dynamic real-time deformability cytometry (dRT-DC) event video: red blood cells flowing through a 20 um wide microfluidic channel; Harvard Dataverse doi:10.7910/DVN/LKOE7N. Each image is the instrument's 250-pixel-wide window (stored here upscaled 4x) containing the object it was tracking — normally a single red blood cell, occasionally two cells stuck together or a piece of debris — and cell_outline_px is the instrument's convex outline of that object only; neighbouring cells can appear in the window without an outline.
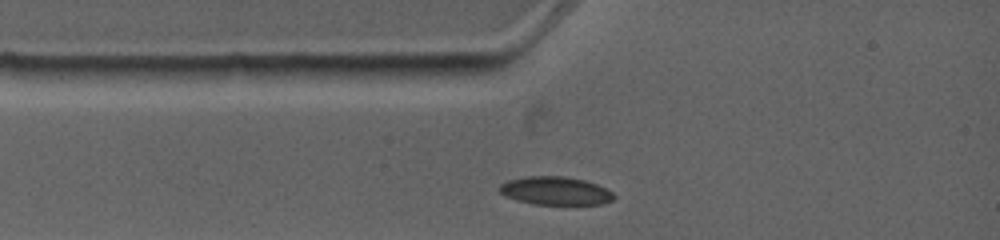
{"species": "common noctule bat (a hibernating species)", "species_latin": "Nyctalus noctula", "temperature_condition": "warm", "stored_images_in_passage": 5, "camera_frame_rate_fps": 4500, "um_per_image_px": 0.085, "animal": {"sex": "female", "body_mass_g": 19.0, "forearm_length_mm": 53.3}, "frame": {"image": 1, "passage_image": 1, "time_ms": 0.0, "image_size_px": [1000, 240], "cell_outline_px": [[616, 196], [612, 200], [604, 204], [532, 204], [516, 200], [504, 196], [496, 188], [500, 184], [508, 180], [528, 176], [564, 176], [584, 180], [596, 184], [612, 192]], "centroid_in_image_um": [47.17, 16.22], "position_along_channel_um": 37.8, "area_um2": 18.9}}
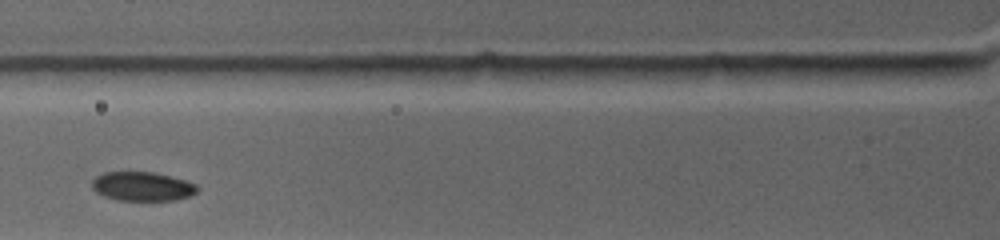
{"frame": {"image": 2, "passage_image": 3, "time_ms": 2.0, "image_size_px": [1000, 240], "cell_outline_px": [[200, 188], [192, 196], [176, 200], [116, 200], [104, 196], [96, 192], [92, 188], [92, 180], [96, 176], [104, 172], [152, 172], [184, 180], [196, 184]], "centroid_in_image_um": [12.1, 15.85], "position_along_channel_um": 113.7, "area_um2": 17.86}}
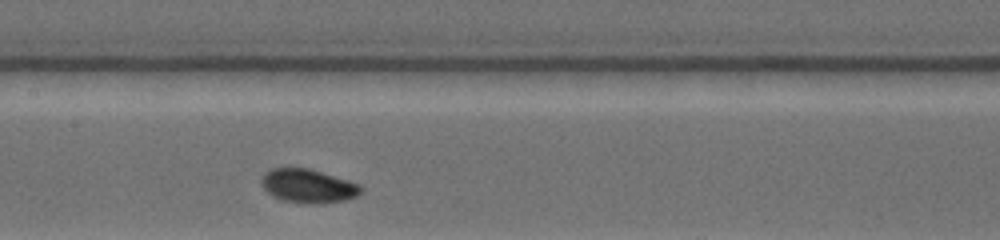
{"frame": {"image": 3, "passage_image": 5, "time_ms": 3.778, "image_size_px": [1000, 240], "cell_outline_px": [[364, 188], [356, 196], [344, 200], [320, 204], [308, 204], [284, 200], [272, 196], [260, 184], [260, 180], [264, 172], [272, 168], [308, 168], [348, 180], [360, 184]], "centroid_in_image_um": [26.17, 15.81], "position_along_channel_um": 181.2, "area_um2": 19.59}}